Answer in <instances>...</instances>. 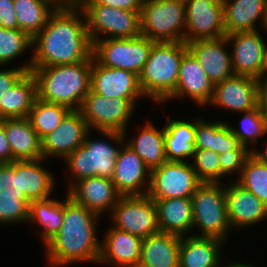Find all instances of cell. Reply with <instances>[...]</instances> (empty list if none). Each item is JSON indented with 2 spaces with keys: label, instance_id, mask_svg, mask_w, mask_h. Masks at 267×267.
Returning a JSON list of instances; mask_svg holds the SVG:
<instances>
[{
  "label": "cell",
  "instance_id": "6da1fadb",
  "mask_svg": "<svg viewBox=\"0 0 267 267\" xmlns=\"http://www.w3.org/2000/svg\"><path fill=\"white\" fill-rule=\"evenodd\" d=\"M32 51L31 68L87 61L93 44L81 8L55 10L33 38Z\"/></svg>",
  "mask_w": 267,
  "mask_h": 267
},
{
  "label": "cell",
  "instance_id": "7a4b0ae2",
  "mask_svg": "<svg viewBox=\"0 0 267 267\" xmlns=\"http://www.w3.org/2000/svg\"><path fill=\"white\" fill-rule=\"evenodd\" d=\"M65 194V200L62 199V226L59 232L43 246L46 264L48 267H69L80 262L97 264L101 248L97 231L98 222L103 218L76 203L67 191Z\"/></svg>",
  "mask_w": 267,
  "mask_h": 267
},
{
  "label": "cell",
  "instance_id": "3957f363",
  "mask_svg": "<svg viewBox=\"0 0 267 267\" xmlns=\"http://www.w3.org/2000/svg\"><path fill=\"white\" fill-rule=\"evenodd\" d=\"M92 56L74 64L31 68L37 83V97L45 102L80 110L90 91Z\"/></svg>",
  "mask_w": 267,
  "mask_h": 267
},
{
  "label": "cell",
  "instance_id": "277c9868",
  "mask_svg": "<svg viewBox=\"0 0 267 267\" xmlns=\"http://www.w3.org/2000/svg\"><path fill=\"white\" fill-rule=\"evenodd\" d=\"M98 133L101 135L99 139L94 138L95 134L90 131L84 143L63 160L69 179L65 191L84 178L94 176L112 178L117 154L125 142V136L117 131H98Z\"/></svg>",
  "mask_w": 267,
  "mask_h": 267
},
{
  "label": "cell",
  "instance_id": "5b68a950",
  "mask_svg": "<svg viewBox=\"0 0 267 267\" xmlns=\"http://www.w3.org/2000/svg\"><path fill=\"white\" fill-rule=\"evenodd\" d=\"M188 51L185 42H154L139 84L147 100L156 106L163 104L175 91L183 55Z\"/></svg>",
  "mask_w": 267,
  "mask_h": 267
},
{
  "label": "cell",
  "instance_id": "8992f818",
  "mask_svg": "<svg viewBox=\"0 0 267 267\" xmlns=\"http://www.w3.org/2000/svg\"><path fill=\"white\" fill-rule=\"evenodd\" d=\"M193 236L213 237L227 243L231 231L225 183H201L192 194ZM196 229L197 232L196 233ZM228 239V240H227Z\"/></svg>",
  "mask_w": 267,
  "mask_h": 267
},
{
  "label": "cell",
  "instance_id": "52a82bcc",
  "mask_svg": "<svg viewBox=\"0 0 267 267\" xmlns=\"http://www.w3.org/2000/svg\"><path fill=\"white\" fill-rule=\"evenodd\" d=\"M185 0H144L140 32L155 42H184Z\"/></svg>",
  "mask_w": 267,
  "mask_h": 267
},
{
  "label": "cell",
  "instance_id": "ba28073f",
  "mask_svg": "<svg viewBox=\"0 0 267 267\" xmlns=\"http://www.w3.org/2000/svg\"><path fill=\"white\" fill-rule=\"evenodd\" d=\"M81 10L92 44L106 38H136L141 35L140 11L109 7L91 0H85Z\"/></svg>",
  "mask_w": 267,
  "mask_h": 267
},
{
  "label": "cell",
  "instance_id": "9c48e42d",
  "mask_svg": "<svg viewBox=\"0 0 267 267\" xmlns=\"http://www.w3.org/2000/svg\"><path fill=\"white\" fill-rule=\"evenodd\" d=\"M155 41L145 36L136 38H106L93 43V58L104 67L142 73Z\"/></svg>",
  "mask_w": 267,
  "mask_h": 267
},
{
  "label": "cell",
  "instance_id": "30bf717a",
  "mask_svg": "<svg viewBox=\"0 0 267 267\" xmlns=\"http://www.w3.org/2000/svg\"><path fill=\"white\" fill-rule=\"evenodd\" d=\"M136 108L129 99H109L90 89L79 111L90 131H117L129 135V123Z\"/></svg>",
  "mask_w": 267,
  "mask_h": 267
},
{
  "label": "cell",
  "instance_id": "8fae6325",
  "mask_svg": "<svg viewBox=\"0 0 267 267\" xmlns=\"http://www.w3.org/2000/svg\"><path fill=\"white\" fill-rule=\"evenodd\" d=\"M108 215L113 227L142 239L160 232L156 204L148 195L121 196Z\"/></svg>",
  "mask_w": 267,
  "mask_h": 267
},
{
  "label": "cell",
  "instance_id": "7c38bea8",
  "mask_svg": "<svg viewBox=\"0 0 267 267\" xmlns=\"http://www.w3.org/2000/svg\"><path fill=\"white\" fill-rule=\"evenodd\" d=\"M200 184L190 161H166L151 170L147 195L152 199L192 197Z\"/></svg>",
  "mask_w": 267,
  "mask_h": 267
},
{
  "label": "cell",
  "instance_id": "4fadbf2b",
  "mask_svg": "<svg viewBox=\"0 0 267 267\" xmlns=\"http://www.w3.org/2000/svg\"><path fill=\"white\" fill-rule=\"evenodd\" d=\"M184 42L218 39L226 35L223 0H185Z\"/></svg>",
  "mask_w": 267,
  "mask_h": 267
},
{
  "label": "cell",
  "instance_id": "5bb4252c",
  "mask_svg": "<svg viewBox=\"0 0 267 267\" xmlns=\"http://www.w3.org/2000/svg\"><path fill=\"white\" fill-rule=\"evenodd\" d=\"M90 89L107 98H126L136 107L140 98L146 99L141 91L139 76L129 70L104 67L92 55Z\"/></svg>",
  "mask_w": 267,
  "mask_h": 267
},
{
  "label": "cell",
  "instance_id": "9a60e30c",
  "mask_svg": "<svg viewBox=\"0 0 267 267\" xmlns=\"http://www.w3.org/2000/svg\"><path fill=\"white\" fill-rule=\"evenodd\" d=\"M90 132L79 110H72L60 125L44 136L42 140V158H60L64 160L70 153L81 146Z\"/></svg>",
  "mask_w": 267,
  "mask_h": 267
},
{
  "label": "cell",
  "instance_id": "2e32d148",
  "mask_svg": "<svg viewBox=\"0 0 267 267\" xmlns=\"http://www.w3.org/2000/svg\"><path fill=\"white\" fill-rule=\"evenodd\" d=\"M215 85L208 78L202 66L198 63L194 55L188 50L182 58L178 83L174 93L163 103L169 100L180 99L181 101L186 98L194 101L198 108L206 109L207 105L212 99Z\"/></svg>",
  "mask_w": 267,
  "mask_h": 267
},
{
  "label": "cell",
  "instance_id": "e0dca14e",
  "mask_svg": "<svg viewBox=\"0 0 267 267\" xmlns=\"http://www.w3.org/2000/svg\"><path fill=\"white\" fill-rule=\"evenodd\" d=\"M207 106L237 113L258 107L257 79L249 76L234 75L215 84L212 99Z\"/></svg>",
  "mask_w": 267,
  "mask_h": 267
},
{
  "label": "cell",
  "instance_id": "ac0fdd59",
  "mask_svg": "<svg viewBox=\"0 0 267 267\" xmlns=\"http://www.w3.org/2000/svg\"><path fill=\"white\" fill-rule=\"evenodd\" d=\"M260 31L235 32L225 35L228 44L231 45V62L235 75L256 79L259 77L267 40H264L265 36H262Z\"/></svg>",
  "mask_w": 267,
  "mask_h": 267
},
{
  "label": "cell",
  "instance_id": "d6986e66",
  "mask_svg": "<svg viewBox=\"0 0 267 267\" xmlns=\"http://www.w3.org/2000/svg\"><path fill=\"white\" fill-rule=\"evenodd\" d=\"M151 171L143 160L124 142L117 154L113 176L116 190L122 196L147 195Z\"/></svg>",
  "mask_w": 267,
  "mask_h": 267
},
{
  "label": "cell",
  "instance_id": "ffe728a7",
  "mask_svg": "<svg viewBox=\"0 0 267 267\" xmlns=\"http://www.w3.org/2000/svg\"><path fill=\"white\" fill-rule=\"evenodd\" d=\"M228 221L231 229L240 231L267 220V206L252 192L230 179L225 183ZM266 219V220H265Z\"/></svg>",
  "mask_w": 267,
  "mask_h": 267
},
{
  "label": "cell",
  "instance_id": "44dd1931",
  "mask_svg": "<svg viewBox=\"0 0 267 267\" xmlns=\"http://www.w3.org/2000/svg\"><path fill=\"white\" fill-rule=\"evenodd\" d=\"M98 264L111 267H138L142 238L113 226L104 231ZM105 236V237H104Z\"/></svg>",
  "mask_w": 267,
  "mask_h": 267
},
{
  "label": "cell",
  "instance_id": "7402d4cb",
  "mask_svg": "<svg viewBox=\"0 0 267 267\" xmlns=\"http://www.w3.org/2000/svg\"><path fill=\"white\" fill-rule=\"evenodd\" d=\"M67 193L76 203L101 217H104L105 213H111L122 196L110 178L99 176L77 181Z\"/></svg>",
  "mask_w": 267,
  "mask_h": 267
},
{
  "label": "cell",
  "instance_id": "603a6c76",
  "mask_svg": "<svg viewBox=\"0 0 267 267\" xmlns=\"http://www.w3.org/2000/svg\"><path fill=\"white\" fill-rule=\"evenodd\" d=\"M228 45L226 36L187 43L188 50L194 55L214 85L235 75Z\"/></svg>",
  "mask_w": 267,
  "mask_h": 267
},
{
  "label": "cell",
  "instance_id": "cb8c5ba5",
  "mask_svg": "<svg viewBox=\"0 0 267 267\" xmlns=\"http://www.w3.org/2000/svg\"><path fill=\"white\" fill-rule=\"evenodd\" d=\"M225 242L213 237L183 236L179 248V267H219ZM224 246V247H223Z\"/></svg>",
  "mask_w": 267,
  "mask_h": 267
},
{
  "label": "cell",
  "instance_id": "d4e9b609",
  "mask_svg": "<svg viewBox=\"0 0 267 267\" xmlns=\"http://www.w3.org/2000/svg\"><path fill=\"white\" fill-rule=\"evenodd\" d=\"M267 0H223V15L226 34L255 31L263 27Z\"/></svg>",
  "mask_w": 267,
  "mask_h": 267
},
{
  "label": "cell",
  "instance_id": "484cf974",
  "mask_svg": "<svg viewBox=\"0 0 267 267\" xmlns=\"http://www.w3.org/2000/svg\"><path fill=\"white\" fill-rule=\"evenodd\" d=\"M153 200L157 208L160 232L180 237L192 235L193 210L191 197Z\"/></svg>",
  "mask_w": 267,
  "mask_h": 267
},
{
  "label": "cell",
  "instance_id": "4316f807",
  "mask_svg": "<svg viewBox=\"0 0 267 267\" xmlns=\"http://www.w3.org/2000/svg\"><path fill=\"white\" fill-rule=\"evenodd\" d=\"M0 123L4 126L13 161L42 158V140L28 118L2 119Z\"/></svg>",
  "mask_w": 267,
  "mask_h": 267
},
{
  "label": "cell",
  "instance_id": "83f0119b",
  "mask_svg": "<svg viewBox=\"0 0 267 267\" xmlns=\"http://www.w3.org/2000/svg\"><path fill=\"white\" fill-rule=\"evenodd\" d=\"M166 119L165 155L167 161L188 162L195 153L196 119Z\"/></svg>",
  "mask_w": 267,
  "mask_h": 267
},
{
  "label": "cell",
  "instance_id": "f1b7e54d",
  "mask_svg": "<svg viewBox=\"0 0 267 267\" xmlns=\"http://www.w3.org/2000/svg\"><path fill=\"white\" fill-rule=\"evenodd\" d=\"M44 158L19 160L20 191L29 202L55 195L56 176L44 164ZM44 165H43V164Z\"/></svg>",
  "mask_w": 267,
  "mask_h": 267
},
{
  "label": "cell",
  "instance_id": "f546056e",
  "mask_svg": "<svg viewBox=\"0 0 267 267\" xmlns=\"http://www.w3.org/2000/svg\"><path fill=\"white\" fill-rule=\"evenodd\" d=\"M143 123V127L137 128L132 138L125 136V143L143 160L144 164L151 171L165 163V130L154 126L152 121ZM160 129V130H159ZM128 138V139H127Z\"/></svg>",
  "mask_w": 267,
  "mask_h": 267
},
{
  "label": "cell",
  "instance_id": "4dcf8cb0",
  "mask_svg": "<svg viewBox=\"0 0 267 267\" xmlns=\"http://www.w3.org/2000/svg\"><path fill=\"white\" fill-rule=\"evenodd\" d=\"M195 150H211L221 154L231 150H249L240 144L228 123L220 120L207 121L196 117Z\"/></svg>",
  "mask_w": 267,
  "mask_h": 267
},
{
  "label": "cell",
  "instance_id": "1f68e13d",
  "mask_svg": "<svg viewBox=\"0 0 267 267\" xmlns=\"http://www.w3.org/2000/svg\"><path fill=\"white\" fill-rule=\"evenodd\" d=\"M181 237L158 232L142 240L138 267H179Z\"/></svg>",
  "mask_w": 267,
  "mask_h": 267
},
{
  "label": "cell",
  "instance_id": "d6a6232c",
  "mask_svg": "<svg viewBox=\"0 0 267 267\" xmlns=\"http://www.w3.org/2000/svg\"><path fill=\"white\" fill-rule=\"evenodd\" d=\"M36 98V79L28 71L0 100V120L27 118Z\"/></svg>",
  "mask_w": 267,
  "mask_h": 267
},
{
  "label": "cell",
  "instance_id": "836d02e7",
  "mask_svg": "<svg viewBox=\"0 0 267 267\" xmlns=\"http://www.w3.org/2000/svg\"><path fill=\"white\" fill-rule=\"evenodd\" d=\"M53 197V198H52ZM28 224L36 223L39 225L37 234L40 236L41 245L44 246L53 238L60 230L63 223V201L58 200L54 196L35 200L29 204Z\"/></svg>",
  "mask_w": 267,
  "mask_h": 267
},
{
  "label": "cell",
  "instance_id": "e575fe53",
  "mask_svg": "<svg viewBox=\"0 0 267 267\" xmlns=\"http://www.w3.org/2000/svg\"><path fill=\"white\" fill-rule=\"evenodd\" d=\"M18 29L32 39L46 26L55 9L46 0H14Z\"/></svg>",
  "mask_w": 267,
  "mask_h": 267
},
{
  "label": "cell",
  "instance_id": "d590c367",
  "mask_svg": "<svg viewBox=\"0 0 267 267\" xmlns=\"http://www.w3.org/2000/svg\"><path fill=\"white\" fill-rule=\"evenodd\" d=\"M71 111L64 105L45 102L37 97L27 118L42 139L53 132Z\"/></svg>",
  "mask_w": 267,
  "mask_h": 267
},
{
  "label": "cell",
  "instance_id": "8d00e7d4",
  "mask_svg": "<svg viewBox=\"0 0 267 267\" xmlns=\"http://www.w3.org/2000/svg\"><path fill=\"white\" fill-rule=\"evenodd\" d=\"M242 117H240V123L236 127H233L229 121L227 123L240 144L252 151L257 147L256 144L260 143L258 141H261L260 139L265 140L267 136V120L259 107L242 112Z\"/></svg>",
  "mask_w": 267,
  "mask_h": 267
},
{
  "label": "cell",
  "instance_id": "74e56055",
  "mask_svg": "<svg viewBox=\"0 0 267 267\" xmlns=\"http://www.w3.org/2000/svg\"><path fill=\"white\" fill-rule=\"evenodd\" d=\"M241 187L252 192L267 206V164L259 161L252 154L245 161L237 179H233Z\"/></svg>",
  "mask_w": 267,
  "mask_h": 267
},
{
  "label": "cell",
  "instance_id": "f35d334b",
  "mask_svg": "<svg viewBox=\"0 0 267 267\" xmlns=\"http://www.w3.org/2000/svg\"><path fill=\"white\" fill-rule=\"evenodd\" d=\"M33 39L20 29H7L0 27V67L15 62L22 58L25 51L32 52ZM28 49V50H27ZM9 63V64H8ZM9 65V66H8Z\"/></svg>",
  "mask_w": 267,
  "mask_h": 267
},
{
  "label": "cell",
  "instance_id": "ab89813d",
  "mask_svg": "<svg viewBox=\"0 0 267 267\" xmlns=\"http://www.w3.org/2000/svg\"><path fill=\"white\" fill-rule=\"evenodd\" d=\"M29 204L25 195L0 194V226L27 223Z\"/></svg>",
  "mask_w": 267,
  "mask_h": 267
},
{
  "label": "cell",
  "instance_id": "60d3db41",
  "mask_svg": "<svg viewBox=\"0 0 267 267\" xmlns=\"http://www.w3.org/2000/svg\"><path fill=\"white\" fill-rule=\"evenodd\" d=\"M190 162L201 183H221L218 153L211 150H195Z\"/></svg>",
  "mask_w": 267,
  "mask_h": 267
},
{
  "label": "cell",
  "instance_id": "b9f144b4",
  "mask_svg": "<svg viewBox=\"0 0 267 267\" xmlns=\"http://www.w3.org/2000/svg\"><path fill=\"white\" fill-rule=\"evenodd\" d=\"M250 155V150H231L219 154L221 165V183L228 182L226 177H229L230 174L233 175V177L235 174L237 179L238 175H240L242 171V168L244 167L245 161Z\"/></svg>",
  "mask_w": 267,
  "mask_h": 267
},
{
  "label": "cell",
  "instance_id": "7bdbcfd3",
  "mask_svg": "<svg viewBox=\"0 0 267 267\" xmlns=\"http://www.w3.org/2000/svg\"><path fill=\"white\" fill-rule=\"evenodd\" d=\"M0 194L25 195L20 191L19 160L0 163Z\"/></svg>",
  "mask_w": 267,
  "mask_h": 267
},
{
  "label": "cell",
  "instance_id": "ee69618b",
  "mask_svg": "<svg viewBox=\"0 0 267 267\" xmlns=\"http://www.w3.org/2000/svg\"><path fill=\"white\" fill-rule=\"evenodd\" d=\"M23 63L12 67L13 64H11V68L8 69L6 67L0 70V100H2V97L7 93V91L13 87L28 71L31 70V63H32V54L28 57V60ZM25 62V63H24Z\"/></svg>",
  "mask_w": 267,
  "mask_h": 267
},
{
  "label": "cell",
  "instance_id": "f6af8a7d",
  "mask_svg": "<svg viewBox=\"0 0 267 267\" xmlns=\"http://www.w3.org/2000/svg\"><path fill=\"white\" fill-rule=\"evenodd\" d=\"M0 27L7 29L18 28L14 0H0Z\"/></svg>",
  "mask_w": 267,
  "mask_h": 267
},
{
  "label": "cell",
  "instance_id": "bcb514c9",
  "mask_svg": "<svg viewBox=\"0 0 267 267\" xmlns=\"http://www.w3.org/2000/svg\"><path fill=\"white\" fill-rule=\"evenodd\" d=\"M93 3L102 4L109 7L130 10L141 11V6L144 0H91Z\"/></svg>",
  "mask_w": 267,
  "mask_h": 267
},
{
  "label": "cell",
  "instance_id": "7dc6e473",
  "mask_svg": "<svg viewBox=\"0 0 267 267\" xmlns=\"http://www.w3.org/2000/svg\"><path fill=\"white\" fill-rule=\"evenodd\" d=\"M12 161V151L4 130V126L0 123V163H10Z\"/></svg>",
  "mask_w": 267,
  "mask_h": 267
},
{
  "label": "cell",
  "instance_id": "c3c4849f",
  "mask_svg": "<svg viewBox=\"0 0 267 267\" xmlns=\"http://www.w3.org/2000/svg\"><path fill=\"white\" fill-rule=\"evenodd\" d=\"M258 107L267 120V79H257Z\"/></svg>",
  "mask_w": 267,
  "mask_h": 267
},
{
  "label": "cell",
  "instance_id": "681fc988",
  "mask_svg": "<svg viewBox=\"0 0 267 267\" xmlns=\"http://www.w3.org/2000/svg\"><path fill=\"white\" fill-rule=\"evenodd\" d=\"M55 10L80 9L85 0H46Z\"/></svg>",
  "mask_w": 267,
  "mask_h": 267
},
{
  "label": "cell",
  "instance_id": "f907efd6",
  "mask_svg": "<svg viewBox=\"0 0 267 267\" xmlns=\"http://www.w3.org/2000/svg\"><path fill=\"white\" fill-rule=\"evenodd\" d=\"M262 142H264V144L262 145V147L264 146V148L260 150H257L258 148H255L251 151V154L255 156L259 161L267 164V140H262Z\"/></svg>",
  "mask_w": 267,
  "mask_h": 267
},
{
  "label": "cell",
  "instance_id": "816d5d0a",
  "mask_svg": "<svg viewBox=\"0 0 267 267\" xmlns=\"http://www.w3.org/2000/svg\"><path fill=\"white\" fill-rule=\"evenodd\" d=\"M257 79H267V42L263 53V62L260 70L259 77Z\"/></svg>",
  "mask_w": 267,
  "mask_h": 267
},
{
  "label": "cell",
  "instance_id": "f5cc1de1",
  "mask_svg": "<svg viewBox=\"0 0 267 267\" xmlns=\"http://www.w3.org/2000/svg\"><path fill=\"white\" fill-rule=\"evenodd\" d=\"M224 265V266H223ZM219 267H257L255 264H250V263H245V261L242 263L241 261H235V262H231L228 264H224V262H220Z\"/></svg>",
  "mask_w": 267,
  "mask_h": 267
},
{
  "label": "cell",
  "instance_id": "db71d44e",
  "mask_svg": "<svg viewBox=\"0 0 267 267\" xmlns=\"http://www.w3.org/2000/svg\"><path fill=\"white\" fill-rule=\"evenodd\" d=\"M262 28H264V32L266 31V33H267V10H266V15H265V21H264Z\"/></svg>",
  "mask_w": 267,
  "mask_h": 267
}]
</instances>
